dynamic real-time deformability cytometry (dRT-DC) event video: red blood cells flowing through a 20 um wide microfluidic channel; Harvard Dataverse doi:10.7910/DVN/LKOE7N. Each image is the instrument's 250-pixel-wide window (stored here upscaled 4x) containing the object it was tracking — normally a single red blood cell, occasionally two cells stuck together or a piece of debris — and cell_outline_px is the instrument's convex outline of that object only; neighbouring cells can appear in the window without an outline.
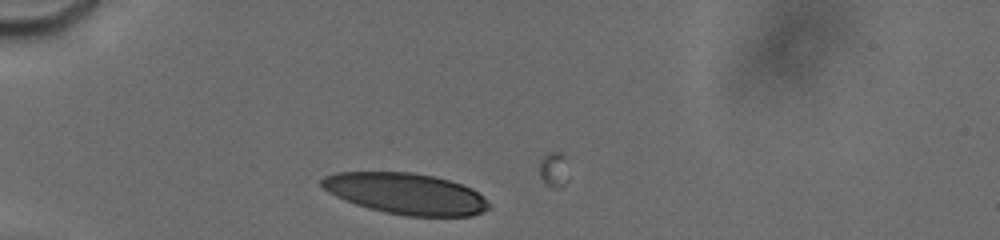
{"species": "human", "species_latin": "Homo sapiens", "temperature_condition": "cold", "stored_images_in_passage": 5, "camera_frame_rate_fps": 3000, "um_per_image_px": 0.085, "donor": {"sex": "male"}, "frame": {"image": 1, "passage_image": 3, "time_ms": 1.333, "image_size_px": [1000, 240], "cell_outline_px": [[488, 208], [484, 212], [472, 216], [404, 216], [384, 212], [368, 208], [344, 200], [328, 192], [320, 184], [320, 180], [324, 176], [336, 172], [412, 172], [432, 176], [448, 180], [472, 188], [488, 204]], "centroid_in_image_um": [34.45, 16.46], "position_along_channel_um": 50.6, "area_um2": 39.88}}